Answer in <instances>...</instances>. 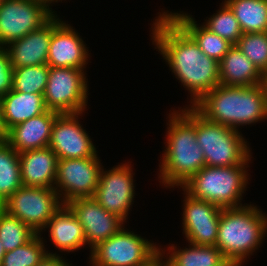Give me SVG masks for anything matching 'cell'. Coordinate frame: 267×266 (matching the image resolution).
Listing matches in <instances>:
<instances>
[{"mask_svg":"<svg viewBox=\"0 0 267 266\" xmlns=\"http://www.w3.org/2000/svg\"><path fill=\"white\" fill-rule=\"evenodd\" d=\"M3 122L7 132L24 121L46 112L43 94L9 91L0 98Z\"/></svg>","mask_w":267,"mask_h":266,"instance_id":"obj_22","label":"cell"},{"mask_svg":"<svg viewBox=\"0 0 267 266\" xmlns=\"http://www.w3.org/2000/svg\"><path fill=\"white\" fill-rule=\"evenodd\" d=\"M151 28L152 44L190 92V106L220 84L219 62L203 53L165 11L156 17Z\"/></svg>","mask_w":267,"mask_h":266,"instance_id":"obj_1","label":"cell"},{"mask_svg":"<svg viewBox=\"0 0 267 266\" xmlns=\"http://www.w3.org/2000/svg\"><path fill=\"white\" fill-rule=\"evenodd\" d=\"M262 212L252 204L222 209L216 247L233 266L244 265L261 246L267 234V215Z\"/></svg>","mask_w":267,"mask_h":266,"instance_id":"obj_4","label":"cell"},{"mask_svg":"<svg viewBox=\"0 0 267 266\" xmlns=\"http://www.w3.org/2000/svg\"><path fill=\"white\" fill-rule=\"evenodd\" d=\"M22 186L19 154L6 141L0 142V205Z\"/></svg>","mask_w":267,"mask_h":266,"instance_id":"obj_26","label":"cell"},{"mask_svg":"<svg viewBox=\"0 0 267 266\" xmlns=\"http://www.w3.org/2000/svg\"><path fill=\"white\" fill-rule=\"evenodd\" d=\"M55 12L35 0H0V47L40 28Z\"/></svg>","mask_w":267,"mask_h":266,"instance_id":"obj_11","label":"cell"},{"mask_svg":"<svg viewBox=\"0 0 267 266\" xmlns=\"http://www.w3.org/2000/svg\"><path fill=\"white\" fill-rule=\"evenodd\" d=\"M243 33L267 32V0H224Z\"/></svg>","mask_w":267,"mask_h":266,"instance_id":"obj_25","label":"cell"},{"mask_svg":"<svg viewBox=\"0 0 267 266\" xmlns=\"http://www.w3.org/2000/svg\"><path fill=\"white\" fill-rule=\"evenodd\" d=\"M262 86H263L264 91H265L266 104H267V72L263 74Z\"/></svg>","mask_w":267,"mask_h":266,"instance_id":"obj_36","label":"cell"},{"mask_svg":"<svg viewBox=\"0 0 267 266\" xmlns=\"http://www.w3.org/2000/svg\"><path fill=\"white\" fill-rule=\"evenodd\" d=\"M251 156L241 165L204 166L181 187L193 198L211 202L220 208L239 207L246 191Z\"/></svg>","mask_w":267,"mask_h":266,"instance_id":"obj_5","label":"cell"},{"mask_svg":"<svg viewBox=\"0 0 267 266\" xmlns=\"http://www.w3.org/2000/svg\"><path fill=\"white\" fill-rule=\"evenodd\" d=\"M166 250L160 247V254L145 266H167L164 260Z\"/></svg>","mask_w":267,"mask_h":266,"instance_id":"obj_34","label":"cell"},{"mask_svg":"<svg viewBox=\"0 0 267 266\" xmlns=\"http://www.w3.org/2000/svg\"><path fill=\"white\" fill-rule=\"evenodd\" d=\"M220 10L212 14L208 20L206 19L203 24L211 32L224 38L232 45H236L243 32L239 25L238 20L235 18L233 11L230 7L222 2Z\"/></svg>","mask_w":267,"mask_h":266,"instance_id":"obj_30","label":"cell"},{"mask_svg":"<svg viewBox=\"0 0 267 266\" xmlns=\"http://www.w3.org/2000/svg\"><path fill=\"white\" fill-rule=\"evenodd\" d=\"M47 228L50 241L61 252H74L87 245L82 225L66 204L52 216L43 230Z\"/></svg>","mask_w":267,"mask_h":266,"instance_id":"obj_20","label":"cell"},{"mask_svg":"<svg viewBox=\"0 0 267 266\" xmlns=\"http://www.w3.org/2000/svg\"><path fill=\"white\" fill-rule=\"evenodd\" d=\"M18 154L23 186L55 188L58 157L49 146Z\"/></svg>","mask_w":267,"mask_h":266,"instance_id":"obj_19","label":"cell"},{"mask_svg":"<svg viewBox=\"0 0 267 266\" xmlns=\"http://www.w3.org/2000/svg\"><path fill=\"white\" fill-rule=\"evenodd\" d=\"M57 253H49L47 254L44 259L37 265V266H71L68 262H66L65 258Z\"/></svg>","mask_w":267,"mask_h":266,"instance_id":"obj_33","label":"cell"},{"mask_svg":"<svg viewBox=\"0 0 267 266\" xmlns=\"http://www.w3.org/2000/svg\"><path fill=\"white\" fill-rule=\"evenodd\" d=\"M195 127L206 166H237L252 156L248 141L239 131L208 121L196 109Z\"/></svg>","mask_w":267,"mask_h":266,"instance_id":"obj_6","label":"cell"},{"mask_svg":"<svg viewBox=\"0 0 267 266\" xmlns=\"http://www.w3.org/2000/svg\"><path fill=\"white\" fill-rule=\"evenodd\" d=\"M62 22L55 13L40 28L7 45L5 49L9 53L12 67L47 64L52 33Z\"/></svg>","mask_w":267,"mask_h":266,"instance_id":"obj_16","label":"cell"},{"mask_svg":"<svg viewBox=\"0 0 267 266\" xmlns=\"http://www.w3.org/2000/svg\"><path fill=\"white\" fill-rule=\"evenodd\" d=\"M159 247L124 226L90 250L89 262L92 266H145L160 254Z\"/></svg>","mask_w":267,"mask_h":266,"instance_id":"obj_7","label":"cell"},{"mask_svg":"<svg viewBox=\"0 0 267 266\" xmlns=\"http://www.w3.org/2000/svg\"><path fill=\"white\" fill-rule=\"evenodd\" d=\"M86 45L75 28L63 21L52 33L47 65L85 69L90 56Z\"/></svg>","mask_w":267,"mask_h":266,"instance_id":"obj_17","label":"cell"},{"mask_svg":"<svg viewBox=\"0 0 267 266\" xmlns=\"http://www.w3.org/2000/svg\"><path fill=\"white\" fill-rule=\"evenodd\" d=\"M13 67L8 51L0 47V98L12 90Z\"/></svg>","mask_w":267,"mask_h":266,"instance_id":"obj_32","label":"cell"},{"mask_svg":"<svg viewBox=\"0 0 267 266\" xmlns=\"http://www.w3.org/2000/svg\"><path fill=\"white\" fill-rule=\"evenodd\" d=\"M66 205L82 225L91 250L123 228L125 221L104 209L94 197L76 198Z\"/></svg>","mask_w":267,"mask_h":266,"instance_id":"obj_15","label":"cell"},{"mask_svg":"<svg viewBox=\"0 0 267 266\" xmlns=\"http://www.w3.org/2000/svg\"><path fill=\"white\" fill-rule=\"evenodd\" d=\"M7 130L3 122L2 104L0 100V142H5L7 138Z\"/></svg>","mask_w":267,"mask_h":266,"instance_id":"obj_35","label":"cell"},{"mask_svg":"<svg viewBox=\"0 0 267 266\" xmlns=\"http://www.w3.org/2000/svg\"><path fill=\"white\" fill-rule=\"evenodd\" d=\"M4 255H5V251L3 248V243L0 241V265H1V261H2Z\"/></svg>","mask_w":267,"mask_h":266,"instance_id":"obj_38","label":"cell"},{"mask_svg":"<svg viewBox=\"0 0 267 266\" xmlns=\"http://www.w3.org/2000/svg\"><path fill=\"white\" fill-rule=\"evenodd\" d=\"M83 113H63L56 117L48 146L58 160L87 158L97 154L90 135L79 123V116Z\"/></svg>","mask_w":267,"mask_h":266,"instance_id":"obj_14","label":"cell"},{"mask_svg":"<svg viewBox=\"0 0 267 266\" xmlns=\"http://www.w3.org/2000/svg\"><path fill=\"white\" fill-rule=\"evenodd\" d=\"M193 107L208 121L237 131L240 126L267 120V104L262 84L250 87L219 84Z\"/></svg>","mask_w":267,"mask_h":266,"instance_id":"obj_3","label":"cell"},{"mask_svg":"<svg viewBox=\"0 0 267 266\" xmlns=\"http://www.w3.org/2000/svg\"><path fill=\"white\" fill-rule=\"evenodd\" d=\"M132 169L129 162L116 165L107 171L102 167L94 195V199L104 209L117 215L125 223L135 198L136 186H134Z\"/></svg>","mask_w":267,"mask_h":266,"instance_id":"obj_12","label":"cell"},{"mask_svg":"<svg viewBox=\"0 0 267 266\" xmlns=\"http://www.w3.org/2000/svg\"><path fill=\"white\" fill-rule=\"evenodd\" d=\"M35 1H39V2H42V3H44L46 6H48L51 10H52V8L50 7V6H52V5H50V4H52L53 2H62V0H35Z\"/></svg>","mask_w":267,"mask_h":266,"instance_id":"obj_37","label":"cell"},{"mask_svg":"<svg viewBox=\"0 0 267 266\" xmlns=\"http://www.w3.org/2000/svg\"><path fill=\"white\" fill-rule=\"evenodd\" d=\"M62 205L54 188L22 186L0 207L41 234L47 222Z\"/></svg>","mask_w":267,"mask_h":266,"instance_id":"obj_9","label":"cell"},{"mask_svg":"<svg viewBox=\"0 0 267 266\" xmlns=\"http://www.w3.org/2000/svg\"><path fill=\"white\" fill-rule=\"evenodd\" d=\"M182 227L188 243L193 245L216 246L219 220L222 208L204 200H198L183 188Z\"/></svg>","mask_w":267,"mask_h":266,"instance_id":"obj_13","label":"cell"},{"mask_svg":"<svg viewBox=\"0 0 267 266\" xmlns=\"http://www.w3.org/2000/svg\"><path fill=\"white\" fill-rule=\"evenodd\" d=\"M180 12L166 13L195 41L203 53L220 62L233 45L211 32L204 24H198L190 14Z\"/></svg>","mask_w":267,"mask_h":266,"instance_id":"obj_23","label":"cell"},{"mask_svg":"<svg viewBox=\"0 0 267 266\" xmlns=\"http://www.w3.org/2000/svg\"><path fill=\"white\" fill-rule=\"evenodd\" d=\"M36 234L31 227L0 207V241L5 252L24 245Z\"/></svg>","mask_w":267,"mask_h":266,"instance_id":"obj_27","label":"cell"},{"mask_svg":"<svg viewBox=\"0 0 267 266\" xmlns=\"http://www.w3.org/2000/svg\"><path fill=\"white\" fill-rule=\"evenodd\" d=\"M220 84L250 87L262 84L263 74L233 45L219 62Z\"/></svg>","mask_w":267,"mask_h":266,"instance_id":"obj_21","label":"cell"},{"mask_svg":"<svg viewBox=\"0 0 267 266\" xmlns=\"http://www.w3.org/2000/svg\"><path fill=\"white\" fill-rule=\"evenodd\" d=\"M84 69L49 67L48 81L43 94L48 110L81 113L88 102V81Z\"/></svg>","mask_w":267,"mask_h":266,"instance_id":"obj_8","label":"cell"},{"mask_svg":"<svg viewBox=\"0 0 267 266\" xmlns=\"http://www.w3.org/2000/svg\"><path fill=\"white\" fill-rule=\"evenodd\" d=\"M165 151L159 164V182L165 187L181 189L194 174L206 166L205 157L196 139L193 106L169 113Z\"/></svg>","mask_w":267,"mask_h":266,"instance_id":"obj_2","label":"cell"},{"mask_svg":"<svg viewBox=\"0 0 267 266\" xmlns=\"http://www.w3.org/2000/svg\"><path fill=\"white\" fill-rule=\"evenodd\" d=\"M102 167L98 153L93 157L58 160L54 189L62 203L94 197Z\"/></svg>","mask_w":267,"mask_h":266,"instance_id":"obj_10","label":"cell"},{"mask_svg":"<svg viewBox=\"0 0 267 266\" xmlns=\"http://www.w3.org/2000/svg\"><path fill=\"white\" fill-rule=\"evenodd\" d=\"M49 67L47 64H41L13 68L12 89L24 93L44 94Z\"/></svg>","mask_w":267,"mask_h":266,"instance_id":"obj_28","label":"cell"},{"mask_svg":"<svg viewBox=\"0 0 267 266\" xmlns=\"http://www.w3.org/2000/svg\"><path fill=\"white\" fill-rule=\"evenodd\" d=\"M42 234L12 251L5 252L0 266H37L50 252L46 251Z\"/></svg>","mask_w":267,"mask_h":266,"instance_id":"obj_29","label":"cell"},{"mask_svg":"<svg viewBox=\"0 0 267 266\" xmlns=\"http://www.w3.org/2000/svg\"><path fill=\"white\" fill-rule=\"evenodd\" d=\"M166 250L164 260L167 266H233L216 246L189 243L188 248L179 249L169 244Z\"/></svg>","mask_w":267,"mask_h":266,"instance_id":"obj_24","label":"cell"},{"mask_svg":"<svg viewBox=\"0 0 267 266\" xmlns=\"http://www.w3.org/2000/svg\"><path fill=\"white\" fill-rule=\"evenodd\" d=\"M59 114L56 111L47 110L39 116L12 127L7 133L6 142L17 153L48 147L52 127Z\"/></svg>","mask_w":267,"mask_h":266,"instance_id":"obj_18","label":"cell"},{"mask_svg":"<svg viewBox=\"0 0 267 266\" xmlns=\"http://www.w3.org/2000/svg\"><path fill=\"white\" fill-rule=\"evenodd\" d=\"M236 46L262 74L267 72V32L243 33Z\"/></svg>","mask_w":267,"mask_h":266,"instance_id":"obj_31","label":"cell"}]
</instances>
